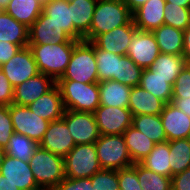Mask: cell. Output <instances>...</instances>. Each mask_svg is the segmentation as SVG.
<instances>
[{
	"label": "cell",
	"mask_w": 190,
	"mask_h": 190,
	"mask_svg": "<svg viewBox=\"0 0 190 190\" xmlns=\"http://www.w3.org/2000/svg\"><path fill=\"white\" fill-rule=\"evenodd\" d=\"M132 19V12L122 0H97L89 33L83 40L92 42L98 35L127 25Z\"/></svg>",
	"instance_id": "obj_1"
},
{
	"label": "cell",
	"mask_w": 190,
	"mask_h": 190,
	"mask_svg": "<svg viewBox=\"0 0 190 190\" xmlns=\"http://www.w3.org/2000/svg\"><path fill=\"white\" fill-rule=\"evenodd\" d=\"M77 43L28 44L33 53L38 71L55 81L62 77Z\"/></svg>",
	"instance_id": "obj_2"
},
{
	"label": "cell",
	"mask_w": 190,
	"mask_h": 190,
	"mask_svg": "<svg viewBox=\"0 0 190 190\" xmlns=\"http://www.w3.org/2000/svg\"><path fill=\"white\" fill-rule=\"evenodd\" d=\"M65 110L94 113L100 105L98 83L57 80Z\"/></svg>",
	"instance_id": "obj_3"
},
{
	"label": "cell",
	"mask_w": 190,
	"mask_h": 190,
	"mask_svg": "<svg viewBox=\"0 0 190 190\" xmlns=\"http://www.w3.org/2000/svg\"><path fill=\"white\" fill-rule=\"evenodd\" d=\"M34 179L42 190H53L64 178V158L37 147L29 159Z\"/></svg>",
	"instance_id": "obj_4"
},
{
	"label": "cell",
	"mask_w": 190,
	"mask_h": 190,
	"mask_svg": "<svg viewBox=\"0 0 190 190\" xmlns=\"http://www.w3.org/2000/svg\"><path fill=\"white\" fill-rule=\"evenodd\" d=\"M58 80L98 83L95 48L88 41H79L73 49L66 71Z\"/></svg>",
	"instance_id": "obj_5"
},
{
	"label": "cell",
	"mask_w": 190,
	"mask_h": 190,
	"mask_svg": "<svg viewBox=\"0 0 190 190\" xmlns=\"http://www.w3.org/2000/svg\"><path fill=\"white\" fill-rule=\"evenodd\" d=\"M94 144L102 169L120 170L134 164L130 158L123 134L100 135Z\"/></svg>",
	"instance_id": "obj_6"
},
{
	"label": "cell",
	"mask_w": 190,
	"mask_h": 190,
	"mask_svg": "<svg viewBox=\"0 0 190 190\" xmlns=\"http://www.w3.org/2000/svg\"><path fill=\"white\" fill-rule=\"evenodd\" d=\"M65 177L89 178L102 170L94 143L78 144L64 157Z\"/></svg>",
	"instance_id": "obj_7"
},
{
	"label": "cell",
	"mask_w": 190,
	"mask_h": 190,
	"mask_svg": "<svg viewBox=\"0 0 190 190\" xmlns=\"http://www.w3.org/2000/svg\"><path fill=\"white\" fill-rule=\"evenodd\" d=\"M14 132L25 135L39 143L48 129L49 121L31 112L28 106L9 105Z\"/></svg>",
	"instance_id": "obj_8"
},
{
	"label": "cell",
	"mask_w": 190,
	"mask_h": 190,
	"mask_svg": "<svg viewBox=\"0 0 190 190\" xmlns=\"http://www.w3.org/2000/svg\"><path fill=\"white\" fill-rule=\"evenodd\" d=\"M100 135H121L132 125L129 108L99 105L93 113Z\"/></svg>",
	"instance_id": "obj_9"
},
{
	"label": "cell",
	"mask_w": 190,
	"mask_h": 190,
	"mask_svg": "<svg viewBox=\"0 0 190 190\" xmlns=\"http://www.w3.org/2000/svg\"><path fill=\"white\" fill-rule=\"evenodd\" d=\"M0 69L14 88L40 73L29 46L18 50Z\"/></svg>",
	"instance_id": "obj_10"
},
{
	"label": "cell",
	"mask_w": 190,
	"mask_h": 190,
	"mask_svg": "<svg viewBox=\"0 0 190 190\" xmlns=\"http://www.w3.org/2000/svg\"><path fill=\"white\" fill-rule=\"evenodd\" d=\"M76 145L91 144L99 139V130L93 113L65 110L62 116Z\"/></svg>",
	"instance_id": "obj_11"
},
{
	"label": "cell",
	"mask_w": 190,
	"mask_h": 190,
	"mask_svg": "<svg viewBox=\"0 0 190 190\" xmlns=\"http://www.w3.org/2000/svg\"><path fill=\"white\" fill-rule=\"evenodd\" d=\"M154 34L137 30L128 46L127 56L142 69H148L160 54Z\"/></svg>",
	"instance_id": "obj_12"
},
{
	"label": "cell",
	"mask_w": 190,
	"mask_h": 190,
	"mask_svg": "<svg viewBox=\"0 0 190 190\" xmlns=\"http://www.w3.org/2000/svg\"><path fill=\"white\" fill-rule=\"evenodd\" d=\"M72 40L63 29L55 22L50 20L44 12L29 27L28 44H59V43H78Z\"/></svg>",
	"instance_id": "obj_13"
},
{
	"label": "cell",
	"mask_w": 190,
	"mask_h": 190,
	"mask_svg": "<svg viewBox=\"0 0 190 190\" xmlns=\"http://www.w3.org/2000/svg\"><path fill=\"white\" fill-rule=\"evenodd\" d=\"M39 146L64 158L76 144L70 135L66 122L60 118L50 122Z\"/></svg>",
	"instance_id": "obj_14"
},
{
	"label": "cell",
	"mask_w": 190,
	"mask_h": 190,
	"mask_svg": "<svg viewBox=\"0 0 190 190\" xmlns=\"http://www.w3.org/2000/svg\"><path fill=\"white\" fill-rule=\"evenodd\" d=\"M133 19L124 26L98 35L92 42L100 49L118 55H127L133 34L137 31Z\"/></svg>",
	"instance_id": "obj_15"
},
{
	"label": "cell",
	"mask_w": 190,
	"mask_h": 190,
	"mask_svg": "<svg viewBox=\"0 0 190 190\" xmlns=\"http://www.w3.org/2000/svg\"><path fill=\"white\" fill-rule=\"evenodd\" d=\"M0 173L20 190H42L34 179L29 162L6 155Z\"/></svg>",
	"instance_id": "obj_16"
},
{
	"label": "cell",
	"mask_w": 190,
	"mask_h": 190,
	"mask_svg": "<svg viewBox=\"0 0 190 190\" xmlns=\"http://www.w3.org/2000/svg\"><path fill=\"white\" fill-rule=\"evenodd\" d=\"M55 85L56 81L52 77L39 73L14 88L13 103L28 106Z\"/></svg>",
	"instance_id": "obj_17"
},
{
	"label": "cell",
	"mask_w": 190,
	"mask_h": 190,
	"mask_svg": "<svg viewBox=\"0 0 190 190\" xmlns=\"http://www.w3.org/2000/svg\"><path fill=\"white\" fill-rule=\"evenodd\" d=\"M167 141L190 138V117L172 103H167L160 114Z\"/></svg>",
	"instance_id": "obj_18"
},
{
	"label": "cell",
	"mask_w": 190,
	"mask_h": 190,
	"mask_svg": "<svg viewBox=\"0 0 190 190\" xmlns=\"http://www.w3.org/2000/svg\"><path fill=\"white\" fill-rule=\"evenodd\" d=\"M165 0H148L132 13L135 26L141 31H150L164 25Z\"/></svg>",
	"instance_id": "obj_19"
},
{
	"label": "cell",
	"mask_w": 190,
	"mask_h": 190,
	"mask_svg": "<svg viewBox=\"0 0 190 190\" xmlns=\"http://www.w3.org/2000/svg\"><path fill=\"white\" fill-rule=\"evenodd\" d=\"M28 107L31 112L49 122L62 118L65 112L61 92L57 85L28 105Z\"/></svg>",
	"instance_id": "obj_20"
},
{
	"label": "cell",
	"mask_w": 190,
	"mask_h": 190,
	"mask_svg": "<svg viewBox=\"0 0 190 190\" xmlns=\"http://www.w3.org/2000/svg\"><path fill=\"white\" fill-rule=\"evenodd\" d=\"M165 103L141 86L131 88L129 110L136 115H160Z\"/></svg>",
	"instance_id": "obj_21"
},
{
	"label": "cell",
	"mask_w": 190,
	"mask_h": 190,
	"mask_svg": "<svg viewBox=\"0 0 190 190\" xmlns=\"http://www.w3.org/2000/svg\"><path fill=\"white\" fill-rule=\"evenodd\" d=\"M43 12L50 17V20L59 25L72 40H83V37L74 28L71 5L66 0H55L43 4Z\"/></svg>",
	"instance_id": "obj_22"
},
{
	"label": "cell",
	"mask_w": 190,
	"mask_h": 190,
	"mask_svg": "<svg viewBox=\"0 0 190 190\" xmlns=\"http://www.w3.org/2000/svg\"><path fill=\"white\" fill-rule=\"evenodd\" d=\"M98 89L100 105L128 108L131 87L115 80H105L98 82Z\"/></svg>",
	"instance_id": "obj_23"
},
{
	"label": "cell",
	"mask_w": 190,
	"mask_h": 190,
	"mask_svg": "<svg viewBox=\"0 0 190 190\" xmlns=\"http://www.w3.org/2000/svg\"><path fill=\"white\" fill-rule=\"evenodd\" d=\"M176 79H166L157 75L155 70L143 69L139 86L162 100L165 104L172 102L173 86Z\"/></svg>",
	"instance_id": "obj_24"
},
{
	"label": "cell",
	"mask_w": 190,
	"mask_h": 190,
	"mask_svg": "<svg viewBox=\"0 0 190 190\" xmlns=\"http://www.w3.org/2000/svg\"><path fill=\"white\" fill-rule=\"evenodd\" d=\"M0 41L26 47L29 43V28L5 11H0Z\"/></svg>",
	"instance_id": "obj_25"
},
{
	"label": "cell",
	"mask_w": 190,
	"mask_h": 190,
	"mask_svg": "<svg viewBox=\"0 0 190 190\" xmlns=\"http://www.w3.org/2000/svg\"><path fill=\"white\" fill-rule=\"evenodd\" d=\"M5 12L28 28L43 12L41 0H10Z\"/></svg>",
	"instance_id": "obj_26"
},
{
	"label": "cell",
	"mask_w": 190,
	"mask_h": 190,
	"mask_svg": "<svg viewBox=\"0 0 190 190\" xmlns=\"http://www.w3.org/2000/svg\"><path fill=\"white\" fill-rule=\"evenodd\" d=\"M161 53L182 55L183 30L164 24L152 31Z\"/></svg>",
	"instance_id": "obj_27"
},
{
	"label": "cell",
	"mask_w": 190,
	"mask_h": 190,
	"mask_svg": "<svg viewBox=\"0 0 190 190\" xmlns=\"http://www.w3.org/2000/svg\"><path fill=\"white\" fill-rule=\"evenodd\" d=\"M123 136L133 163H140L156 145L155 142L132 125L125 130Z\"/></svg>",
	"instance_id": "obj_28"
},
{
	"label": "cell",
	"mask_w": 190,
	"mask_h": 190,
	"mask_svg": "<svg viewBox=\"0 0 190 190\" xmlns=\"http://www.w3.org/2000/svg\"><path fill=\"white\" fill-rule=\"evenodd\" d=\"M96 3L97 0H74L69 2L74 28L83 38L89 33Z\"/></svg>",
	"instance_id": "obj_29"
},
{
	"label": "cell",
	"mask_w": 190,
	"mask_h": 190,
	"mask_svg": "<svg viewBox=\"0 0 190 190\" xmlns=\"http://www.w3.org/2000/svg\"><path fill=\"white\" fill-rule=\"evenodd\" d=\"M169 152V141L158 143L151 150L150 154L140 161V164L159 175L172 177Z\"/></svg>",
	"instance_id": "obj_30"
},
{
	"label": "cell",
	"mask_w": 190,
	"mask_h": 190,
	"mask_svg": "<svg viewBox=\"0 0 190 190\" xmlns=\"http://www.w3.org/2000/svg\"><path fill=\"white\" fill-rule=\"evenodd\" d=\"M132 126L156 144L167 141L160 115L144 114L133 116Z\"/></svg>",
	"instance_id": "obj_31"
},
{
	"label": "cell",
	"mask_w": 190,
	"mask_h": 190,
	"mask_svg": "<svg viewBox=\"0 0 190 190\" xmlns=\"http://www.w3.org/2000/svg\"><path fill=\"white\" fill-rule=\"evenodd\" d=\"M172 177L190 167V138L169 141Z\"/></svg>",
	"instance_id": "obj_32"
},
{
	"label": "cell",
	"mask_w": 190,
	"mask_h": 190,
	"mask_svg": "<svg viewBox=\"0 0 190 190\" xmlns=\"http://www.w3.org/2000/svg\"><path fill=\"white\" fill-rule=\"evenodd\" d=\"M90 43L95 48V57L99 82L105 80L117 81L119 59L121 55L104 51L98 48L93 42Z\"/></svg>",
	"instance_id": "obj_33"
},
{
	"label": "cell",
	"mask_w": 190,
	"mask_h": 190,
	"mask_svg": "<svg viewBox=\"0 0 190 190\" xmlns=\"http://www.w3.org/2000/svg\"><path fill=\"white\" fill-rule=\"evenodd\" d=\"M185 66L186 62L182 55L160 53L149 69L155 70L157 75L163 78L176 79Z\"/></svg>",
	"instance_id": "obj_34"
},
{
	"label": "cell",
	"mask_w": 190,
	"mask_h": 190,
	"mask_svg": "<svg viewBox=\"0 0 190 190\" xmlns=\"http://www.w3.org/2000/svg\"><path fill=\"white\" fill-rule=\"evenodd\" d=\"M38 146L39 143L35 140L14 132L9 139L5 152L8 156L29 162V159L33 156Z\"/></svg>",
	"instance_id": "obj_35"
},
{
	"label": "cell",
	"mask_w": 190,
	"mask_h": 190,
	"mask_svg": "<svg viewBox=\"0 0 190 190\" xmlns=\"http://www.w3.org/2000/svg\"><path fill=\"white\" fill-rule=\"evenodd\" d=\"M137 176L142 190H171V177L159 175L137 163Z\"/></svg>",
	"instance_id": "obj_36"
},
{
	"label": "cell",
	"mask_w": 190,
	"mask_h": 190,
	"mask_svg": "<svg viewBox=\"0 0 190 190\" xmlns=\"http://www.w3.org/2000/svg\"><path fill=\"white\" fill-rule=\"evenodd\" d=\"M143 69L140 68L127 55H123L119 59V69L117 81L129 87H135L140 84Z\"/></svg>",
	"instance_id": "obj_37"
},
{
	"label": "cell",
	"mask_w": 190,
	"mask_h": 190,
	"mask_svg": "<svg viewBox=\"0 0 190 190\" xmlns=\"http://www.w3.org/2000/svg\"><path fill=\"white\" fill-rule=\"evenodd\" d=\"M164 24L184 31L190 25V8H184L166 2Z\"/></svg>",
	"instance_id": "obj_38"
},
{
	"label": "cell",
	"mask_w": 190,
	"mask_h": 190,
	"mask_svg": "<svg viewBox=\"0 0 190 190\" xmlns=\"http://www.w3.org/2000/svg\"><path fill=\"white\" fill-rule=\"evenodd\" d=\"M90 178L93 190H119L118 170L102 169Z\"/></svg>",
	"instance_id": "obj_39"
},
{
	"label": "cell",
	"mask_w": 190,
	"mask_h": 190,
	"mask_svg": "<svg viewBox=\"0 0 190 190\" xmlns=\"http://www.w3.org/2000/svg\"><path fill=\"white\" fill-rule=\"evenodd\" d=\"M119 190H142L137 176V163L118 170Z\"/></svg>",
	"instance_id": "obj_40"
},
{
	"label": "cell",
	"mask_w": 190,
	"mask_h": 190,
	"mask_svg": "<svg viewBox=\"0 0 190 190\" xmlns=\"http://www.w3.org/2000/svg\"><path fill=\"white\" fill-rule=\"evenodd\" d=\"M13 133L9 106L0 105V147L6 148Z\"/></svg>",
	"instance_id": "obj_41"
},
{
	"label": "cell",
	"mask_w": 190,
	"mask_h": 190,
	"mask_svg": "<svg viewBox=\"0 0 190 190\" xmlns=\"http://www.w3.org/2000/svg\"><path fill=\"white\" fill-rule=\"evenodd\" d=\"M184 97H190V67L187 64L176 77L172 96V98Z\"/></svg>",
	"instance_id": "obj_42"
},
{
	"label": "cell",
	"mask_w": 190,
	"mask_h": 190,
	"mask_svg": "<svg viewBox=\"0 0 190 190\" xmlns=\"http://www.w3.org/2000/svg\"><path fill=\"white\" fill-rule=\"evenodd\" d=\"M53 190H93L91 178L65 177Z\"/></svg>",
	"instance_id": "obj_43"
},
{
	"label": "cell",
	"mask_w": 190,
	"mask_h": 190,
	"mask_svg": "<svg viewBox=\"0 0 190 190\" xmlns=\"http://www.w3.org/2000/svg\"><path fill=\"white\" fill-rule=\"evenodd\" d=\"M14 87L0 69V105L9 106L13 103Z\"/></svg>",
	"instance_id": "obj_44"
},
{
	"label": "cell",
	"mask_w": 190,
	"mask_h": 190,
	"mask_svg": "<svg viewBox=\"0 0 190 190\" xmlns=\"http://www.w3.org/2000/svg\"><path fill=\"white\" fill-rule=\"evenodd\" d=\"M171 190H190V167L171 177Z\"/></svg>",
	"instance_id": "obj_45"
},
{
	"label": "cell",
	"mask_w": 190,
	"mask_h": 190,
	"mask_svg": "<svg viewBox=\"0 0 190 190\" xmlns=\"http://www.w3.org/2000/svg\"><path fill=\"white\" fill-rule=\"evenodd\" d=\"M22 47L10 42L0 41V66L5 64Z\"/></svg>",
	"instance_id": "obj_46"
},
{
	"label": "cell",
	"mask_w": 190,
	"mask_h": 190,
	"mask_svg": "<svg viewBox=\"0 0 190 190\" xmlns=\"http://www.w3.org/2000/svg\"><path fill=\"white\" fill-rule=\"evenodd\" d=\"M182 56L187 63L190 62V25L183 31V53Z\"/></svg>",
	"instance_id": "obj_47"
},
{
	"label": "cell",
	"mask_w": 190,
	"mask_h": 190,
	"mask_svg": "<svg viewBox=\"0 0 190 190\" xmlns=\"http://www.w3.org/2000/svg\"><path fill=\"white\" fill-rule=\"evenodd\" d=\"M173 105L183 111L187 116L190 117V97L189 98H172Z\"/></svg>",
	"instance_id": "obj_48"
},
{
	"label": "cell",
	"mask_w": 190,
	"mask_h": 190,
	"mask_svg": "<svg viewBox=\"0 0 190 190\" xmlns=\"http://www.w3.org/2000/svg\"><path fill=\"white\" fill-rule=\"evenodd\" d=\"M0 190H20L0 173Z\"/></svg>",
	"instance_id": "obj_49"
},
{
	"label": "cell",
	"mask_w": 190,
	"mask_h": 190,
	"mask_svg": "<svg viewBox=\"0 0 190 190\" xmlns=\"http://www.w3.org/2000/svg\"><path fill=\"white\" fill-rule=\"evenodd\" d=\"M122 1L127 5L129 10L133 13L136 9H138L148 0H122Z\"/></svg>",
	"instance_id": "obj_50"
},
{
	"label": "cell",
	"mask_w": 190,
	"mask_h": 190,
	"mask_svg": "<svg viewBox=\"0 0 190 190\" xmlns=\"http://www.w3.org/2000/svg\"><path fill=\"white\" fill-rule=\"evenodd\" d=\"M166 2L172 3L173 5L190 8V0H165Z\"/></svg>",
	"instance_id": "obj_51"
},
{
	"label": "cell",
	"mask_w": 190,
	"mask_h": 190,
	"mask_svg": "<svg viewBox=\"0 0 190 190\" xmlns=\"http://www.w3.org/2000/svg\"><path fill=\"white\" fill-rule=\"evenodd\" d=\"M10 0H0V11H5L8 7Z\"/></svg>",
	"instance_id": "obj_52"
},
{
	"label": "cell",
	"mask_w": 190,
	"mask_h": 190,
	"mask_svg": "<svg viewBox=\"0 0 190 190\" xmlns=\"http://www.w3.org/2000/svg\"><path fill=\"white\" fill-rule=\"evenodd\" d=\"M6 156L5 148L0 147V169Z\"/></svg>",
	"instance_id": "obj_53"
},
{
	"label": "cell",
	"mask_w": 190,
	"mask_h": 190,
	"mask_svg": "<svg viewBox=\"0 0 190 190\" xmlns=\"http://www.w3.org/2000/svg\"><path fill=\"white\" fill-rule=\"evenodd\" d=\"M41 1H42L43 4H45V3L53 2L55 0H41Z\"/></svg>",
	"instance_id": "obj_54"
}]
</instances>
